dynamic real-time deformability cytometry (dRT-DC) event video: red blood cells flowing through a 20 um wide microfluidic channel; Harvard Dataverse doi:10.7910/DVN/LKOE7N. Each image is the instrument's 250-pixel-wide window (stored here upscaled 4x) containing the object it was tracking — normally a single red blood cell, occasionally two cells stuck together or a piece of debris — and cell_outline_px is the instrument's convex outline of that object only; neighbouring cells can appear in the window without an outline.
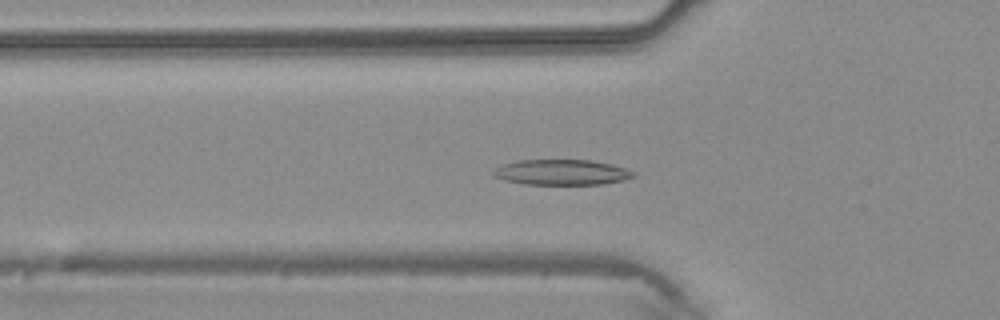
{"species": "common noctule bat (a hibernating species)", "species_latin": "Nyctalus noctula", "temperature_condition": "warm", "stored_images_in_passage": 43, "camera_frame_rate_fps": 3000, "um_per_image_px": 0.085, "animal": {"sex": "male", "body_mass_g": 20.4}, "frame": {"image": 1, "passage_image": 14, "time_ms": 4.333, "image_size_px": [1000, 320], "cell_outline_px": [[636, 176], [624, 180], [604, 184], [524, 184], [504, 180], [492, 176], [492, 168], [516, 160], [592, 160], [612, 164], [636, 172]], "centroid_in_image_um": [47.72, 14.64], "position_along_channel_um": 78.1, "area_um2": 20.98}}
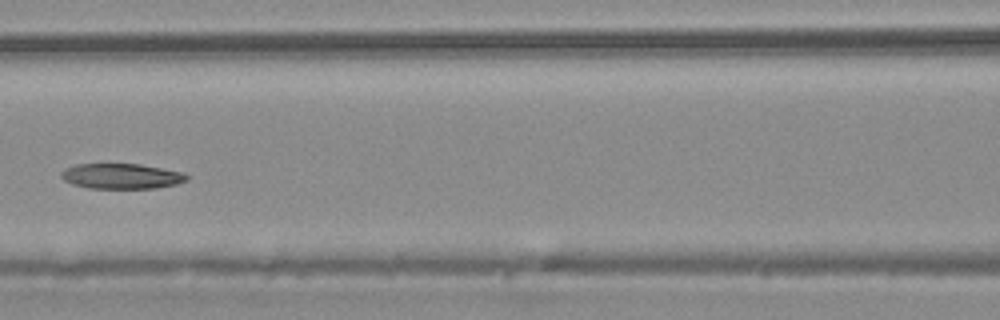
{"frame": {"image": 2, "passage_image": 19, "time_ms": 6.0, "image_size_px": [1000, 320], "cell_outline_px": [[188, 180], [176, 184], [156, 188], [88, 188], [72, 184], [64, 180], [60, 176], [60, 172], [64, 168], [76, 164], [140, 164], [184, 172], [188, 176]], "centroid_in_image_um": [10.31, 14.97], "position_along_channel_um": 156.3, "area_um2": 18.61}}
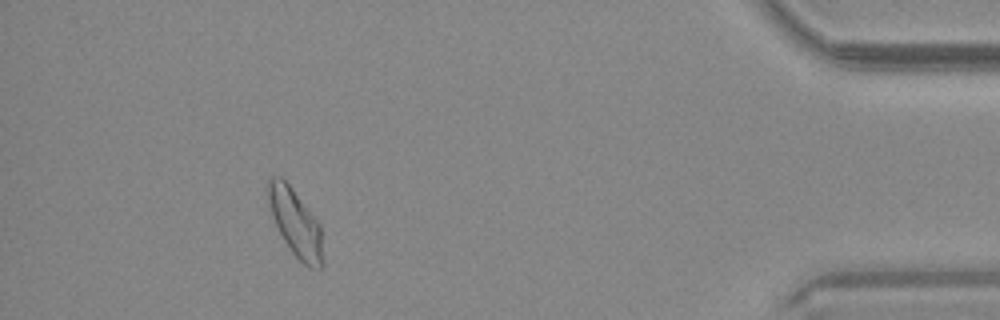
{"frame": {"image": 3, "passage_image": 39, "time_ms": 12.667, "image_size_px": [1000, 320], "cell_outline_px": [[324, 264], [320, 268], [308, 268], [292, 252], [284, 240], [276, 224], [268, 204], [268, 180], [272, 176], [280, 176], [292, 188], [320, 224]], "centroid_in_image_um": [25.14, 18.96], "position_along_channel_um": 410.1, "area_um2": 21.15}}